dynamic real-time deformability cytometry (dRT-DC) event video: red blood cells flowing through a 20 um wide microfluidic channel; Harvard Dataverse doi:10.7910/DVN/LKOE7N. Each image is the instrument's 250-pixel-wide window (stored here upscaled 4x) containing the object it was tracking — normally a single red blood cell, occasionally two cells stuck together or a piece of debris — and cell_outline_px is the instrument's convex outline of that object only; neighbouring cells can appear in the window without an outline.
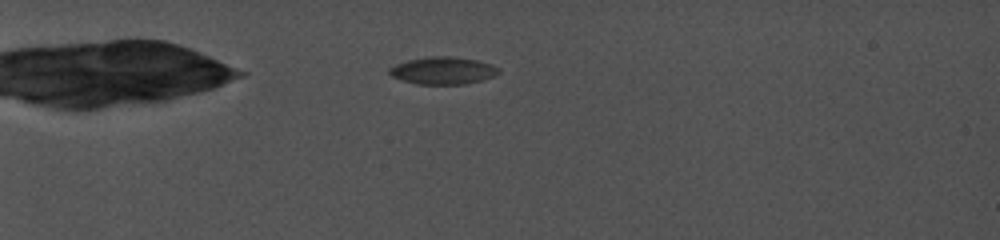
{"species": "common noctule bat (a hibernating species)", "species_latin": "Nyctalus noctula", "temperature_condition": "cold", "stored_images_in_passage": 22, "camera_frame_rate_fps": 5000, "um_per_image_px": 0.085, "animal": {"sex": "female", "body_mass_g": 19.0, "forearm_length_mm": 56.7}, "frame": {"image": 1, "passage_image": 4, "time_ms": 2.8, "image_size_px": [1000, 240], "cell_outline_px": [[500, 72], [496, 76], [484, 80], [464, 84], [416, 84], [400, 80], [392, 76], [388, 72], [388, 68], [396, 64], [408, 60], [432, 56], [448, 56], [476, 60], [492, 64], [500, 68]], "centroid_in_image_um": [37.67, 6.01], "position_along_channel_um": 47.3, "area_um2": 17.57}}
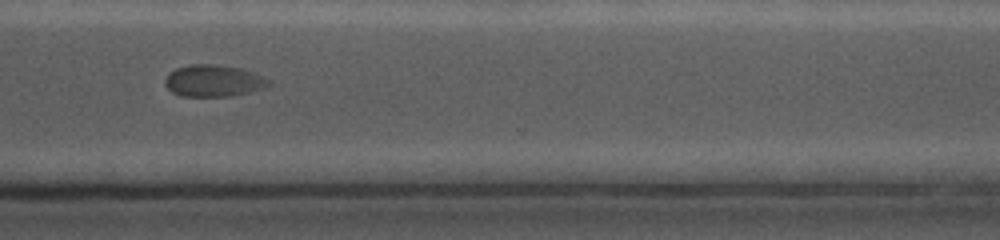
{"frame": {"image": 2, "passage_image": 20, "time_ms": 13.2, "image_size_px": [1000, 240], "cell_outline_px": [[268, 84], [260, 88], [248, 92], [228, 96], [180, 96], [172, 92], [164, 84], [164, 80], [168, 72], [176, 68], [192, 64], [216, 64], [240, 68], [252, 72], [268, 80]], "centroid_in_image_um": [18.04, 6.86], "position_along_channel_um": 352.6, "area_um2": 18.9}}
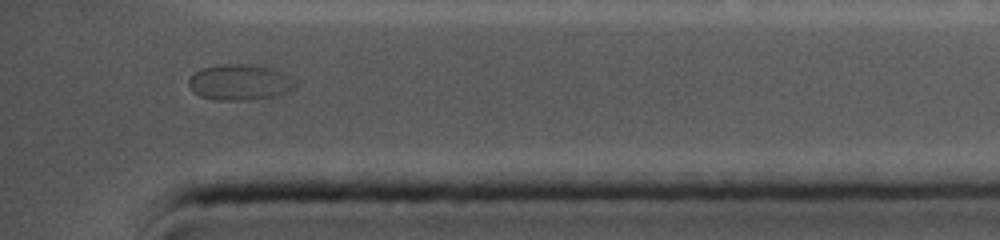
{"frame": {"image": 3, "passage_image": 22, "time_ms": 14.8, "image_size_px": [1000, 240], "cell_outline_px": [[296, 88], [288, 92], [272, 96], [252, 100], [216, 100], [200, 96], [188, 84], [188, 80], [200, 68], [224, 64], [240, 64], [272, 68], [284, 72], [296, 84]], "centroid_in_image_um": [20.4, 7.0], "position_along_channel_um": 414.8, "area_um2": 22.02}}